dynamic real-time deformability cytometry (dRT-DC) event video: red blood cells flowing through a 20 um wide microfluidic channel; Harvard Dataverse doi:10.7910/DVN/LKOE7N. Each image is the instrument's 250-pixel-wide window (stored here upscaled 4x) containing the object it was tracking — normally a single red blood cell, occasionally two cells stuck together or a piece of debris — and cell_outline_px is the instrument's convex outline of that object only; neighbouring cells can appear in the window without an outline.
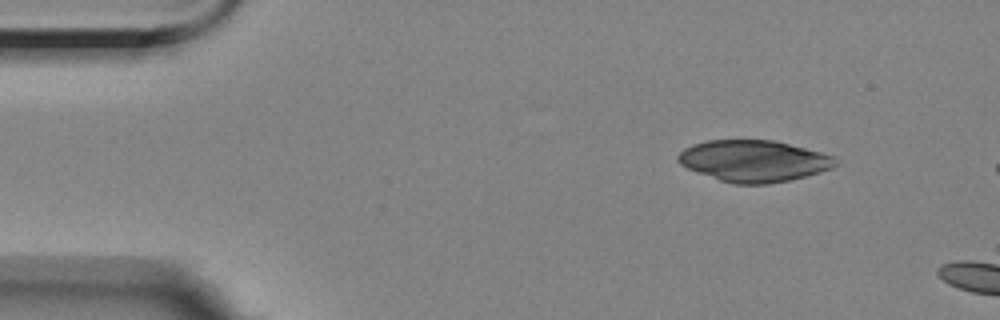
{"species": "Egyptian fruit bat (a non-hibernating species)", "species_latin": "Rousettus aegyptiacus", "temperature_condition": "room temperature", "stored_images_in_passage": 5, "camera_frame_rate_fps": 3000, "um_per_image_px": 0.085, "animal": {"sex": "female"}, "frame": {"image": 1, "passage_image": 1, "time_ms": 0.0, "image_size_px": [1000, 320], "cell_outline_px": [[840, 164], [832, 168], [820, 172], [788, 180], [768, 184], [736, 184], [720, 180], [688, 168], [680, 164], [676, 160], [676, 156], [684, 148], [692, 144], [708, 140], [772, 140], [820, 152], [832, 156]], "centroid_in_image_um": [64.05, 13.68], "position_along_channel_um": 21.0, "area_um2": 37.8}}